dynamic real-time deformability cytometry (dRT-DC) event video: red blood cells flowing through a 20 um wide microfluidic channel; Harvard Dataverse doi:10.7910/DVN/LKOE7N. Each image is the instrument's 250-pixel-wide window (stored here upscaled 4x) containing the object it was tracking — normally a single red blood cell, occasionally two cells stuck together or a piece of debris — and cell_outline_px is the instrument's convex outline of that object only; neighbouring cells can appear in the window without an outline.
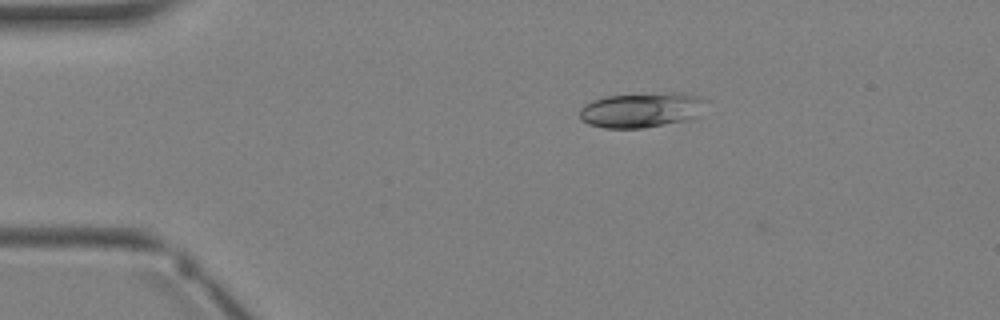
{"species": "Egyptian fruit bat (a non-hibernating species)", "species_latin": "Rousettus aegyptiacus", "temperature_condition": "warm", "stored_images_in_passage": 3, "camera_frame_rate_fps": 3000, "um_per_image_px": 0.085, "animal": {"sex": "female"}, "frame": {"image": 1, "passage_image": 2, "time_ms": 1.333, "image_size_px": [1000, 320], "cell_outline_px": [[708, 100], [700, 116], [684, 120], [644, 128], [604, 128], [588, 124], [580, 120], [580, 108], [584, 104], [592, 100], [604, 96], [672, 92], [684, 92]], "centroid_in_image_um": [54.53, 9.34], "position_along_channel_um": 30.5, "area_um2": 26.07}}